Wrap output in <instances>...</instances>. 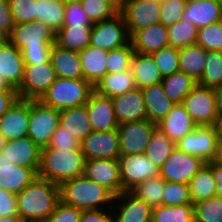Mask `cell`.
Masks as SVG:
<instances>
[{
	"mask_svg": "<svg viewBox=\"0 0 222 222\" xmlns=\"http://www.w3.org/2000/svg\"><path fill=\"white\" fill-rule=\"evenodd\" d=\"M17 196V213L23 221L46 220L60 201L59 185L36 177Z\"/></svg>",
	"mask_w": 222,
	"mask_h": 222,
	"instance_id": "1",
	"label": "cell"
},
{
	"mask_svg": "<svg viewBox=\"0 0 222 222\" xmlns=\"http://www.w3.org/2000/svg\"><path fill=\"white\" fill-rule=\"evenodd\" d=\"M60 201L82 211L111 209L114 195L84 175L59 185Z\"/></svg>",
	"mask_w": 222,
	"mask_h": 222,
	"instance_id": "2",
	"label": "cell"
},
{
	"mask_svg": "<svg viewBox=\"0 0 222 222\" xmlns=\"http://www.w3.org/2000/svg\"><path fill=\"white\" fill-rule=\"evenodd\" d=\"M85 161L81 149L64 151L47 146L41 149L37 176L60 185L64 181L82 176Z\"/></svg>",
	"mask_w": 222,
	"mask_h": 222,
	"instance_id": "3",
	"label": "cell"
},
{
	"mask_svg": "<svg viewBox=\"0 0 222 222\" xmlns=\"http://www.w3.org/2000/svg\"><path fill=\"white\" fill-rule=\"evenodd\" d=\"M94 92V86L85 79L59 78L39 99L56 110L83 106Z\"/></svg>",
	"mask_w": 222,
	"mask_h": 222,
	"instance_id": "4",
	"label": "cell"
},
{
	"mask_svg": "<svg viewBox=\"0 0 222 222\" xmlns=\"http://www.w3.org/2000/svg\"><path fill=\"white\" fill-rule=\"evenodd\" d=\"M197 126L219 125L221 116L218 112L214 89L196 85L182 103Z\"/></svg>",
	"mask_w": 222,
	"mask_h": 222,
	"instance_id": "5",
	"label": "cell"
},
{
	"mask_svg": "<svg viewBox=\"0 0 222 222\" xmlns=\"http://www.w3.org/2000/svg\"><path fill=\"white\" fill-rule=\"evenodd\" d=\"M59 120V110L40 100H29L28 137L41 149L48 146L52 134L59 126Z\"/></svg>",
	"mask_w": 222,
	"mask_h": 222,
	"instance_id": "6",
	"label": "cell"
},
{
	"mask_svg": "<svg viewBox=\"0 0 222 222\" xmlns=\"http://www.w3.org/2000/svg\"><path fill=\"white\" fill-rule=\"evenodd\" d=\"M161 4L154 0H120L119 13L125 20L130 37L145 27L160 23Z\"/></svg>",
	"mask_w": 222,
	"mask_h": 222,
	"instance_id": "7",
	"label": "cell"
},
{
	"mask_svg": "<svg viewBox=\"0 0 222 222\" xmlns=\"http://www.w3.org/2000/svg\"><path fill=\"white\" fill-rule=\"evenodd\" d=\"M57 79L51 61L42 64L25 65L21 85L17 88L18 97L39 100Z\"/></svg>",
	"mask_w": 222,
	"mask_h": 222,
	"instance_id": "8",
	"label": "cell"
},
{
	"mask_svg": "<svg viewBox=\"0 0 222 222\" xmlns=\"http://www.w3.org/2000/svg\"><path fill=\"white\" fill-rule=\"evenodd\" d=\"M118 161L123 191H131L145 180L160 175L159 167L145 154L120 155Z\"/></svg>",
	"mask_w": 222,
	"mask_h": 222,
	"instance_id": "9",
	"label": "cell"
},
{
	"mask_svg": "<svg viewBox=\"0 0 222 222\" xmlns=\"http://www.w3.org/2000/svg\"><path fill=\"white\" fill-rule=\"evenodd\" d=\"M218 132L219 125L197 126L191 133L176 142L175 146L206 163L212 162L216 153Z\"/></svg>",
	"mask_w": 222,
	"mask_h": 222,
	"instance_id": "10",
	"label": "cell"
},
{
	"mask_svg": "<svg viewBox=\"0 0 222 222\" xmlns=\"http://www.w3.org/2000/svg\"><path fill=\"white\" fill-rule=\"evenodd\" d=\"M129 42L130 35L120 13L109 20L94 23L90 39L91 46L110 51Z\"/></svg>",
	"mask_w": 222,
	"mask_h": 222,
	"instance_id": "11",
	"label": "cell"
},
{
	"mask_svg": "<svg viewBox=\"0 0 222 222\" xmlns=\"http://www.w3.org/2000/svg\"><path fill=\"white\" fill-rule=\"evenodd\" d=\"M157 124L148 119L119 124L120 155L145 154L147 145Z\"/></svg>",
	"mask_w": 222,
	"mask_h": 222,
	"instance_id": "12",
	"label": "cell"
},
{
	"mask_svg": "<svg viewBox=\"0 0 222 222\" xmlns=\"http://www.w3.org/2000/svg\"><path fill=\"white\" fill-rule=\"evenodd\" d=\"M206 164L198 157L191 156L175 147L168 159L159 168L165 181L188 184L190 179Z\"/></svg>",
	"mask_w": 222,
	"mask_h": 222,
	"instance_id": "13",
	"label": "cell"
},
{
	"mask_svg": "<svg viewBox=\"0 0 222 222\" xmlns=\"http://www.w3.org/2000/svg\"><path fill=\"white\" fill-rule=\"evenodd\" d=\"M56 33L39 20L15 24L7 38L18 50L25 47L52 46Z\"/></svg>",
	"mask_w": 222,
	"mask_h": 222,
	"instance_id": "14",
	"label": "cell"
},
{
	"mask_svg": "<svg viewBox=\"0 0 222 222\" xmlns=\"http://www.w3.org/2000/svg\"><path fill=\"white\" fill-rule=\"evenodd\" d=\"M81 150L86 160L98 158L118 159L120 149L117 129L92 131L81 141Z\"/></svg>",
	"mask_w": 222,
	"mask_h": 222,
	"instance_id": "15",
	"label": "cell"
},
{
	"mask_svg": "<svg viewBox=\"0 0 222 222\" xmlns=\"http://www.w3.org/2000/svg\"><path fill=\"white\" fill-rule=\"evenodd\" d=\"M83 175L108 189L114 196L123 192L118 159H89Z\"/></svg>",
	"mask_w": 222,
	"mask_h": 222,
	"instance_id": "16",
	"label": "cell"
},
{
	"mask_svg": "<svg viewBox=\"0 0 222 222\" xmlns=\"http://www.w3.org/2000/svg\"><path fill=\"white\" fill-rule=\"evenodd\" d=\"M112 206L115 222H151L152 208L130 191L114 196Z\"/></svg>",
	"mask_w": 222,
	"mask_h": 222,
	"instance_id": "17",
	"label": "cell"
},
{
	"mask_svg": "<svg viewBox=\"0 0 222 222\" xmlns=\"http://www.w3.org/2000/svg\"><path fill=\"white\" fill-rule=\"evenodd\" d=\"M2 152L5 158L22 167L38 172L40 165L41 148L28 136L6 141Z\"/></svg>",
	"mask_w": 222,
	"mask_h": 222,
	"instance_id": "18",
	"label": "cell"
},
{
	"mask_svg": "<svg viewBox=\"0 0 222 222\" xmlns=\"http://www.w3.org/2000/svg\"><path fill=\"white\" fill-rule=\"evenodd\" d=\"M29 100L18 98L0 117V133L6 141L28 136Z\"/></svg>",
	"mask_w": 222,
	"mask_h": 222,
	"instance_id": "19",
	"label": "cell"
},
{
	"mask_svg": "<svg viewBox=\"0 0 222 222\" xmlns=\"http://www.w3.org/2000/svg\"><path fill=\"white\" fill-rule=\"evenodd\" d=\"M181 20L197 28L222 20L221 0H187Z\"/></svg>",
	"mask_w": 222,
	"mask_h": 222,
	"instance_id": "20",
	"label": "cell"
},
{
	"mask_svg": "<svg viewBox=\"0 0 222 222\" xmlns=\"http://www.w3.org/2000/svg\"><path fill=\"white\" fill-rule=\"evenodd\" d=\"M85 105L89 114L92 131L117 129L119 123L115 117L112 98L101 96L94 91Z\"/></svg>",
	"mask_w": 222,
	"mask_h": 222,
	"instance_id": "21",
	"label": "cell"
},
{
	"mask_svg": "<svg viewBox=\"0 0 222 222\" xmlns=\"http://www.w3.org/2000/svg\"><path fill=\"white\" fill-rule=\"evenodd\" d=\"M112 103L119 124L147 119L144 97L139 88L113 97Z\"/></svg>",
	"mask_w": 222,
	"mask_h": 222,
	"instance_id": "22",
	"label": "cell"
},
{
	"mask_svg": "<svg viewBox=\"0 0 222 222\" xmlns=\"http://www.w3.org/2000/svg\"><path fill=\"white\" fill-rule=\"evenodd\" d=\"M24 68L22 52L8 39H0V74L15 89L21 85Z\"/></svg>",
	"mask_w": 222,
	"mask_h": 222,
	"instance_id": "23",
	"label": "cell"
},
{
	"mask_svg": "<svg viewBox=\"0 0 222 222\" xmlns=\"http://www.w3.org/2000/svg\"><path fill=\"white\" fill-rule=\"evenodd\" d=\"M36 177L33 169L11 164L0 152V188L18 194Z\"/></svg>",
	"mask_w": 222,
	"mask_h": 222,
	"instance_id": "24",
	"label": "cell"
},
{
	"mask_svg": "<svg viewBox=\"0 0 222 222\" xmlns=\"http://www.w3.org/2000/svg\"><path fill=\"white\" fill-rule=\"evenodd\" d=\"M196 127L182 103L175 104L166 117L157 123V128L174 143L191 133Z\"/></svg>",
	"mask_w": 222,
	"mask_h": 222,
	"instance_id": "25",
	"label": "cell"
},
{
	"mask_svg": "<svg viewBox=\"0 0 222 222\" xmlns=\"http://www.w3.org/2000/svg\"><path fill=\"white\" fill-rule=\"evenodd\" d=\"M130 41L134 52L151 54L163 47L169 46L168 30L162 23L137 30Z\"/></svg>",
	"mask_w": 222,
	"mask_h": 222,
	"instance_id": "26",
	"label": "cell"
},
{
	"mask_svg": "<svg viewBox=\"0 0 222 222\" xmlns=\"http://www.w3.org/2000/svg\"><path fill=\"white\" fill-rule=\"evenodd\" d=\"M108 52L91 45L78 52L84 79L93 86L107 74Z\"/></svg>",
	"mask_w": 222,
	"mask_h": 222,
	"instance_id": "27",
	"label": "cell"
},
{
	"mask_svg": "<svg viewBox=\"0 0 222 222\" xmlns=\"http://www.w3.org/2000/svg\"><path fill=\"white\" fill-rule=\"evenodd\" d=\"M50 61L57 77L65 79H84L80 56L77 51L52 45Z\"/></svg>",
	"mask_w": 222,
	"mask_h": 222,
	"instance_id": "28",
	"label": "cell"
},
{
	"mask_svg": "<svg viewBox=\"0 0 222 222\" xmlns=\"http://www.w3.org/2000/svg\"><path fill=\"white\" fill-rule=\"evenodd\" d=\"M141 91L146 106L147 119L154 124L164 119L175 105L165 95L161 83L145 87Z\"/></svg>",
	"mask_w": 222,
	"mask_h": 222,
	"instance_id": "29",
	"label": "cell"
},
{
	"mask_svg": "<svg viewBox=\"0 0 222 222\" xmlns=\"http://www.w3.org/2000/svg\"><path fill=\"white\" fill-rule=\"evenodd\" d=\"M131 70L139 89L161 83L163 80L151 54L135 52L131 61Z\"/></svg>",
	"mask_w": 222,
	"mask_h": 222,
	"instance_id": "30",
	"label": "cell"
},
{
	"mask_svg": "<svg viewBox=\"0 0 222 222\" xmlns=\"http://www.w3.org/2000/svg\"><path fill=\"white\" fill-rule=\"evenodd\" d=\"M137 88L132 70L107 73L95 86L94 91L101 96L113 98Z\"/></svg>",
	"mask_w": 222,
	"mask_h": 222,
	"instance_id": "31",
	"label": "cell"
},
{
	"mask_svg": "<svg viewBox=\"0 0 222 222\" xmlns=\"http://www.w3.org/2000/svg\"><path fill=\"white\" fill-rule=\"evenodd\" d=\"M59 125L80 141L92 132L86 105L60 110Z\"/></svg>",
	"mask_w": 222,
	"mask_h": 222,
	"instance_id": "32",
	"label": "cell"
},
{
	"mask_svg": "<svg viewBox=\"0 0 222 222\" xmlns=\"http://www.w3.org/2000/svg\"><path fill=\"white\" fill-rule=\"evenodd\" d=\"M208 51L197 44L179 48V71L198 82L206 64Z\"/></svg>",
	"mask_w": 222,
	"mask_h": 222,
	"instance_id": "33",
	"label": "cell"
},
{
	"mask_svg": "<svg viewBox=\"0 0 222 222\" xmlns=\"http://www.w3.org/2000/svg\"><path fill=\"white\" fill-rule=\"evenodd\" d=\"M92 28L93 26H62L56 32L55 44L79 52L90 45Z\"/></svg>",
	"mask_w": 222,
	"mask_h": 222,
	"instance_id": "34",
	"label": "cell"
},
{
	"mask_svg": "<svg viewBox=\"0 0 222 222\" xmlns=\"http://www.w3.org/2000/svg\"><path fill=\"white\" fill-rule=\"evenodd\" d=\"M188 185L192 203L216 196L217 182L207 163L190 179Z\"/></svg>",
	"mask_w": 222,
	"mask_h": 222,
	"instance_id": "35",
	"label": "cell"
},
{
	"mask_svg": "<svg viewBox=\"0 0 222 222\" xmlns=\"http://www.w3.org/2000/svg\"><path fill=\"white\" fill-rule=\"evenodd\" d=\"M161 84L167 98L174 104H181L197 82L184 72L178 71L164 76Z\"/></svg>",
	"mask_w": 222,
	"mask_h": 222,
	"instance_id": "36",
	"label": "cell"
},
{
	"mask_svg": "<svg viewBox=\"0 0 222 222\" xmlns=\"http://www.w3.org/2000/svg\"><path fill=\"white\" fill-rule=\"evenodd\" d=\"M65 2L36 0V20L46 24L55 33L62 28Z\"/></svg>",
	"mask_w": 222,
	"mask_h": 222,
	"instance_id": "37",
	"label": "cell"
},
{
	"mask_svg": "<svg viewBox=\"0 0 222 222\" xmlns=\"http://www.w3.org/2000/svg\"><path fill=\"white\" fill-rule=\"evenodd\" d=\"M175 147V143L156 128L150 137L145 155L153 164L160 168Z\"/></svg>",
	"mask_w": 222,
	"mask_h": 222,
	"instance_id": "38",
	"label": "cell"
},
{
	"mask_svg": "<svg viewBox=\"0 0 222 222\" xmlns=\"http://www.w3.org/2000/svg\"><path fill=\"white\" fill-rule=\"evenodd\" d=\"M120 0H81L82 9L90 21L98 23L113 18L119 13Z\"/></svg>",
	"mask_w": 222,
	"mask_h": 222,
	"instance_id": "39",
	"label": "cell"
},
{
	"mask_svg": "<svg viewBox=\"0 0 222 222\" xmlns=\"http://www.w3.org/2000/svg\"><path fill=\"white\" fill-rule=\"evenodd\" d=\"M163 190L164 179L159 175L138 184L130 192L153 209L161 206Z\"/></svg>",
	"mask_w": 222,
	"mask_h": 222,
	"instance_id": "40",
	"label": "cell"
},
{
	"mask_svg": "<svg viewBox=\"0 0 222 222\" xmlns=\"http://www.w3.org/2000/svg\"><path fill=\"white\" fill-rule=\"evenodd\" d=\"M151 222H195L193 204L155 207Z\"/></svg>",
	"mask_w": 222,
	"mask_h": 222,
	"instance_id": "41",
	"label": "cell"
},
{
	"mask_svg": "<svg viewBox=\"0 0 222 222\" xmlns=\"http://www.w3.org/2000/svg\"><path fill=\"white\" fill-rule=\"evenodd\" d=\"M206 64L197 85L215 89L222 85V52L208 51Z\"/></svg>",
	"mask_w": 222,
	"mask_h": 222,
	"instance_id": "42",
	"label": "cell"
},
{
	"mask_svg": "<svg viewBox=\"0 0 222 222\" xmlns=\"http://www.w3.org/2000/svg\"><path fill=\"white\" fill-rule=\"evenodd\" d=\"M193 213L195 222H222V197L193 203Z\"/></svg>",
	"mask_w": 222,
	"mask_h": 222,
	"instance_id": "43",
	"label": "cell"
},
{
	"mask_svg": "<svg viewBox=\"0 0 222 222\" xmlns=\"http://www.w3.org/2000/svg\"><path fill=\"white\" fill-rule=\"evenodd\" d=\"M169 46L182 48L195 44L198 28L193 24L179 20L167 27Z\"/></svg>",
	"mask_w": 222,
	"mask_h": 222,
	"instance_id": "44",
	"label": "cell"
},
{
	"mask_svg": "<svg viewBox=\"0 0 222 222\" xmlns=\"http://www.w3.org/2000/svg\"><path fill=\"white\" fill-rule=\"evenodd\" d=\"M195 44L207 51L222 52V20L198 28Z\"/></svg>",
	"mask_w": 222,
	"mask_h": 222,
	"instance_id": "45",
	"label": "cell"
},
{
	"mask_svg": "<svg viewBox=\"0 0 222 222\" xmlns=\"http://www.w3.org/2000/svg\"><path fill=\"white\" fill-rule=\"evenodd\" d=\"M182 204H193L189 192V185L164 180L161 206H177Z\"/></svg>",
	"mask_w": 222,
	"mask_h": 222,
	"instance_id": "46",
	"label": "cell"
},
{
	"mask_svg": "<svg viewBox=\"0 0 222 222\" xmlns=\"http://www.w3.org/2000/svg\"><path fill=\"white\" fill-rule=\"evenodd\" d=\"M151 55L163 77L179 71V48L166 46Z\"/></svg>",
	"mask_w": 222,
	"mask_h": 222,
	"instance_id": "47",
	"label": "cell"
},
{
	"mask_svg": "<svg viewBox=\"0 0 222 222\" xmlns=\"http://www.w3.org/2000/svg\"><path fill=\"white\" fill-rule=\"evenodd\" d=\"M134 53L131 41L127 45L110 50L107 59V73H119L131 69Z\"/></svg>",
	"mask_w": 222,
	"mask_h": 222,
	"instance_id": "48",
	"label": "cell"
},
{
	"mask_svg": "<svg viewBox=\"0 0 222 222\" xmlns=\"http://www.w3.org/2000/svg\"><path fill=\"white\" fill-rule=\"evenodd\" d=\"M15 24L36 20V0H8Z\"/></svg>",
	"mask_w": 222,
	"mask_h": 222,
	"instance_id": "49",
	"label": "cell"
},
{
	"mask_svg": "<svg viewBox=\"0 0 222 222\" xmlns=\"http://www.w3.org/2000/svg\"><path fill=\"white\" fill-rule=\"evenodd\" d=\"M80 2H65L63 26H93Z\"/></svg>",
	"mask_w": 222,
	"mask_h": 222,
	"instance_id": "50",
	"label": "cell"
},
{
	"mask_svg": "<svg viewBox=\"0 0 222 222\" xmlns=\"http://www.w3.org/2000/svg\"><path fill=\"white\" fill-rule=\"evenodd\" d=\"M187 0H166L161 4L160 23L169 27L181 20Z\"/></svg>",
	"mask_w": 222,
	"mask_h": 222,
	"instance_id": "51",
	"label": "cell"
},
{
	"mask_svg": "<svg viewBox=\"0 0 222 222\" xmlns=\"http://www.w3.org/2000/svg\"><path fill=\"white\" fill-rule=\"evenodd\" d=\"M48 147L56 148L59 150L62 149L64 151L81 149V141L78 140L75 135L69 133L67 129L59 125L55 132L52 134Z\"/></svg>",
	"mask_w": 222,
	"mask_h": 222,
	"instance_id": "52",
	"label": "cell"
},
{
	"mask_svg": "<svg viewBox=\"0 0 222 222\" xmlns=\"http://www.w3.org/2000/svg\"><path fill=\"white\" fill-rule=\"evenodd\" d=\"M82 210L66 205L61 201L55 207V210L45 220L46 222H80Z\"/></svg>",
	"mask_w": 222,
	"mask_h": 222,
	"instance_id": "53",
	"label": "cell"
},
{
	"mask_svg": "<svg viewBox=\"0 0 222 222\" xmlns=\"http://www.w3.org/2000/svg\"><path fill=\"white\" fill-rule=\"evenodd\" d=\"M52 46L25 47L21 50L25 65L42 64L50 61Z\"/></svg>",
	"mask_w": 222,
	"mask_h": 222,
	"instance_id": "54",
	"label": "cell"
},
{
	"mask_svg": "<svg viewBox=\"0 0 222 222\" xmlns=\"http://www.w3.org/2000/svg\"><path fill=\"white\" fill-rule=\"evenodd\" d=\"M14 26L8 0H0V39H7Z\"/></svg>",
	"mask_w": 222,
	"mask_h": 222,
	"instance_id": "55",
	"label": "cell"
},
{
	"mask_svg": "<svg viewBox=\"0 0 222 222\" xmlns=\"http://www.w3.org/2000/svg\"><path fill=\"white\" fill-rule=\"evenodd\" d=\"M15 215H18L16 194L0 188V217Z\"/></svg>",
	"mask_w": 222,
	"mask_h": 222,
	"instance_id": "56",
	"label": "cell"
},
{
	"mask_svg": "<svg viewBox=\"0 0 222 222\" xmlns=\"http://www.w3.org/2000/svg\"><path fill=\"white\" fill-rule=\"evenodd\" d=\"M80 222H115L111 209L82 211Z\"/></svg>",
	"mask_w": 222,
	"mask_h": 222,
	"instance_id": "57",
	"label": "cell"
},
{
	"mask_svg": "<svg viewBox=\"0 0 222 222\" xmlns=\"http://www.w3.org/2000/svg\"><path fill=\"white\" fill-rule=\"evenodd\" d=\"M17 91L0 90V117L13 105L18 99Z\"/></svg>",
	"mask_w": 222,
	"mask_h": 222,
	"instance_id": "58",
	"label": "cell"
},
{
	"mask_svg": "<svg viewBox=\"0 0 222 222\" xmlns=\"http://www.w3.org/2000/svg\"><path fill=\"white\" fill-rule=\"evenodd\" d=\"M213 171L214 178L217 182L216 196L222 197V164L213 162L207 163Z\"/></svg>",
	"mask_w": 222,
	"mask_h": 222,
	"instance_id": "59",
	"label": "cell"
},
{
	"mask_svg": "<svg viewBox=\"0 0 222 222\" xmlns=\"http://www.w3.org/2000/svg\"><path fill=\"white\" fill-rule=\"evenodd\" d=\"M212 162L222 164V128L220 126L216 141V153Z\"/></svg>",
	"mask_w": 222,
	"mask_h": 222,
	"instance_id": "60",
	"label": "cell"
},
{
	"mask_svg": "<svg viewBox=\"0 0 222 222\" xmlns=\"http://www.w3.org/2000/svg\"><path fill=\"white\" fill-rule=\"evenodd\" d=\"M216 93V101H217V108L220 116L222 117V85L215 88Z\"/></svg>",
	"mask_w": 222,
	"mask_h": 222,
	"instance_id": "61",
	"label": "cell"
},
{
	"mask_svg": "<svg viewBox=\"0 0 222 222\" xmlns=\"http://www.w3.org/2000/svg\"><path fill=\"white\" fill-rule=\"evenodd\" d=\"M0 90L17 91V89L13 88L1 74H0Z\"/></svg>",
	"mask_w": 222,
	"mask_h": 222,
	"instance_id": "62",
	"label": "cell"
},
{
	"mask_svg": "<svg viewBox=\"0 0 222 222\" xmlns=\"http://www.w3.org/2000/svg\"><path fill=\"white\" fill-rule=\"evenodd\" d=\"M0 222H23V220L19 215H15L9 217H0Z\"/></svg>",
	"mask_w": 222,
	"mask_h": 222,
	"instance_id": "63",
	"label": "cell"
},
{
	"mask_svg": "<svg viewBox=\"0 0 222 222\" xmlns=\"http://www.w3.org/2000/svg\"><path fill=\"white\" fill-rule=\"evenodd\" d=\"M6 143V139L4 138V136L0 133V152L2 151V148L4 147Z\"/></svg>",
	"mask_w": 222,
	"mask_h": 222,
	"instance_id": "64",
	"label": "cell"
},
{
	"mask_svg": "<svg viewBox=\"0 0 222 222\" xmlns=\"http://www.w3.org/2000/svg\"><path fill=\"white\" fill-rule=\"evenodd\" d=\"M23 222H46L45 220H28Z\"/></svg>",
	"mask_w": 222,
	"mask_h": 222,
	"instance_id": "65",
	"label": "cell"
},
{
	"mask_svg": "<svg viewBox=\"0 0 222 222\" xmlns=\"http://www.w3.org/2000/svg\"><path fill=\"white\" fill-rule=\"evenodd\" d=\"M155 2H157L158 4H162L164 3L166 0H154Z\"/></svg>",
	"mask_w": 222,
	"mask_h": 222,
	"instance_id": "66",
	"label": "cell"
},
{
	"mask_svg": "<svg viewBox=\"0 0 222 222\" xmlns=\"http://www.w3.org/2000/svg\"><path fill=\"white\" fill-rule=\"evenodd\" d=\"M67 2H80L81 0H66Z\"/></svg>",
	"mask_w": 222,
	"mask_h": 222,
	"instance_id": "67",
	"label": "cell"
},
{
	"mask_svg": "<svg viewBox=\"0 0 222 222\" xmlns=\"http://www.w3.org/2000/svg\"><path fill=\"white\" fill-rule=\"evenodd\" d=\"M51 1L66 2V0H51Z\"/></svg>",
	"mask_w": 222,
	"mask_h": 222,
	"instance_id": "68",
	"label": "cell"
},
{
	"mask_svg": "<svg viewBox=\"0 0 222 222\" xmlns=\"http://www.w3.org/2000/svg\"><path fill=\"white\" fill-rule=\"evenodd\" d=\"M219 126L222 128V117H221V119H220V124H219Z\"/></svg>",
	"mask_w": 222,
	"mask_h": 222,
	"instance_id": "69",
	"label": "cell"
}]
</instances>
